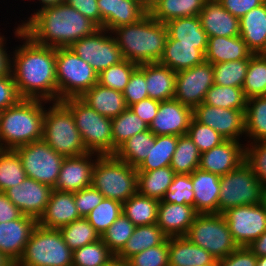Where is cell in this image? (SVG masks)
<instances>
[{"label":"cell","instance_id":"obj_37","mask_svg":"<svg viewBox=\"0 0 266 266\" xmlns=\"http://www.w3.org/2000/svg\"><path fill=\"white\" fill-rule=\"evenodd\" d=\"M137 174L138 193L159 201L162 200L175 176L170 166L151 171H137Z\"/></svg>","mask_w":266,"mask_h":266},{"label":"cell","instance_id":"obj_69","mask_svg":"<svg viewBox=\"0 0 266 266\" xmlns=\"http://www.w3.org/2000/svg\"><path fill=\"white\" fill-rule=\"evenodd\" d=\"M256 266H266V256L257 257Z\"/></svg>","mask_w":266,"mask_h":266},{"label":"cell","instance_id":"obj_41","mask_svg":"<svg viewBox=\"0 0 266 266\" xmlns=\"http://www.w3.org/2000/svg\"><path fill=\"white\" fill-rule=\"evenodd\" d=\"M177 142L178 136L155 135V143L150 148L148 157L137 167V171H151L170 166Z\"/></svg>","mask_w":266,"mask_h":266},{"label":"cell","instance_id":"obj_35","mask_svg":"<svg viewBox=\"0 0 266 266\" xmlns=\"http://www.w3.org/2000/svg\"><path fill=\"white\" fill-rule=\"evenodd\" d=\"M206 0H158L148 14L162 23L180 17L199 16Z\"/></svg>","mask_w":266,"mask_h":266},{"label":"cell","instance_id":"obj_52","mask_svg":"<svg viewBox=\"0 0 266 266\" xmlns=\"http://www.w3.org/2000/svg\"><path fill=\"white\" fill-rule=\"evenodd\" d=\"M161 201L175 204H187L194 207L191 174H175L172 184L168 187Z\"/></svg>","mask_w":266,"mask_h":266},{"label":"cell","instance_id":"obj_72","mask_svg":"<svg viewBox=\"0 0 266 266\" xmlns=\"http://www.w3.org/2000/svg\"><path fill=\"white\" fill-rule=\"evenodd\" d=\"M197 266V265H196ZM200 266H217V265H200Z\"/></svg>","mask_w":266,"mask_h":266},{"label":"cell","instance_id":"obj_39","mask_svg":"<svg viewBox=\"0 0 266 266\" xmlns=\"http://www.w3.org/2000/svg\"><path fill=\"white\" fill-rule=\"evenodd\" d=\"M155 135L148 129L130 137L114 154L119 160L137 168L148 157Z\"/></svg>","mask_w":266,"mask_h":266},{"label":"cell","instance_id":"obj_71","mask_svg":"<svg viewBox=\"0 0 266 266\" xmlns=\"http://www.w3.org/2000/svg\"><path fill=\"white\" fill-rule=\"evenodd\" d=\"M264 203L266 204V189H265V198H264Z\"/></svg>","mask_w":266,"mask_h":266},{"label":"cell","instance_id":"obj_61","mask_svg":"<svg viewBox=\"0 0 266 266\" xmlns=\"http://www.w3.org/2000/svg\"><path fill=\"white\" fill-rule=\"evenodd\" d=\"M65 2L100 28V12L97 0H66Z\"/></svg>","mask_w":266,"mask_h":266},{"label":"cell","instance_id":"obj_8","mask_svg":"<svg viewBox=\"0 0 266 266\" xmlns=\"http://www.w3.org/2000/svg\"><path fill=\"white\" fill-rule=\"evenodd\" d=\"M73 251L59 229L36 225L15 266H72Z\"/></svg>","mask_w":266,"mask_h":266},{"label":"cell","instance_id":"obj_13","mask_svg":"<svg viewBox=\"0 0 266 266\" xmlns=\"http://www.w3.org/2000/svg\"><path fill=\"white\" fill-rule=\"evenodd\" d=\"M69 48L91 65L98 74L123 60L112 32L103 28L79 39Z\"/></svg>","mask_w":266,"mask_h":266},{"label":"cell","instance_id":"obj_17","mask_svg":"<svg viewBox=\"0 0 266 266\" xmlns=\"http://www.w3.org/2000/svg\"><path fill=\"white\" fill-rule=\"evenodd\" d=\"M53 188L27 177L21 184L4 191L8 199L23 215L37 221L44 213Z\"/></svg>","mask_w":266,"mask_h":266},{"label":"cell","instance_id":"obj_40","mask_svg":"<svg viewBox=\"0 0 266 266\" xmlns=\"http://www.w3.org/2000/svg\"><path fill=\"white\" fill-rule=\"evenodd\" d=\"M113 136V155L130 137L147 131L149 125L138 117L130 108L111 119Z\"/></svg>","mask_w":266,"mask_h":266},{"label":"cell","instance_id":"obj_24","mask_svg":"<svg viewBox=\"0 0 266 266\" xmlns=\"http://www.w3.org/2000/svg\"><path fill=\"white\" fill-rule=\"evenodd\" d=\"M199 213L187 204L159 201L157 225L169 237L185 236Z\"/></svg>","mask_w":266,"mask_h":266},{"label":"cell","instance_id":"obj_53","mask_svg":"<svg viewBox=\"0 0 266 266\" xmlns=\"http://www.w3.org/2000/svg\"><path fill=\"white\" fill-rule=\"evenodd\" d=\"M187 135L198 147L201 154L209 151L226 140L211 127L197 122L194 118H192L190 122Z\"/></svg>","mask_w":266,"mask_h":266},{"label":"cell","instance_id":"obj_51","mask_svg":"<svg viewBox=\"0 0 266 266\" xmlns=\"http://www.w3.org/2000/svg\"><path fill=\"white\" fill-rule=\"evenodd\" d=\"M135 225L123 214L101 235L109 250L116 255L135 230Z\"/></svg>","mask_w":266,"mask_h":266},{"label":"cell","instance_id":"obj_36","mask_svg":"<svg viewBox=\"0 0 266 266\" xmlns=\"http://www.w3.org/2000/svg\"><path fill=\"white\" fill-rule=\"evenodd\" d=\"M245 141H266V96L247 99L245 111Z\"/></svg>","mask_w":266,"mask_h":266},{"label":"cell","instance_id":"obj_46","mask_svg":"<svg viewBox=\"0 0 266 266\" xmlns=\"http://www.w3.org/2000/svg\"><path fill=\"white\" fill-rule=\"evenodd\" d=\"M59 230L64 242L72 251L101 239V235L93 228L86 217H81Z\"/></svg>","mask_w":266,"mask_h":266},{"label":"cell","instance_id":"obj_33","mask_svg":"<svg viewBox=\"0 0 266 266\" xmlns=\"http://www.w3.org/2000/svg\"><path fill=\"white\" fill-rule=\"evenodd\" d=\"M145 81L148 96L158 101L174 99L176 72L156 63L145 64Z\"/></svg>","mask_w":266,"mask_h":266},{"label":"cell","instance_id":"obj_21","mask_svg":"<svg viewBox=\"0 0 266 266\" xmlns=\"http://www.w3.org/2000/svg\"><path fill=\"white\" fill-rule=\"evenodd\" d=\"M225 140L200 156L199 169L223 176L245 161V144Z\"/></svg>","mask_w":266,"mask_h":266},{"label":"cell","instance_id":"obj_31","mask_svg":"<svg viewBox=\"0 0 266 266\" xmlns=\"http://www.w3.org/2000/svg\"><path fill=\"white\" fill-rule=\"evenodd\" d=\"M204 61L205 54L197 49V45L177 44V40L167 37L163 55L158 63L179 72Z\"/></svg>","mask_w":266,"mask_h":266},{"label":"cell","instance_id":"obj_62","mask_svg":"<svg viewBox=\"0 0 266 266\" xmlns=\"http://www.w3.org/2000/svg\"><path fill=\"white\" fill-rule=\"evenodd\" d=\"M160 101L147 98L138 103L131 105L129 108L148 125L152 122L157 114Z\"/></svg>","mask_w":266,"mask_h":266},{"label":"cell","instance_id":"obj_29","mask_svg":"<svg viewBox=\"0 0 266 266\" xmlns=\"http://www.w3.org/2000/svg\"><path fill=\"white\" fill-rule=\"evenodd\" d=\"M240 37L253 54L266 53V1L240 19Z\"/></svg>","mask_w":266,"mask_h":266},{"label":"cell","instance_id":"obj_56","mask_svg":"<svg viewBox=\"0 0 266 266\" xmlns=\"http://www.w3.org/2000/svg\"><path fill=\"white\" fill-rule=\"evenodd\" d=\"M128 108L149 98L145 81V64L139 65L131 74L128 84L123 91Z\"/></svg>","mask_w":266,"mask_h":266},{"label":"cell","instance_id":"obj_9","mask_svg":"<svg viewBox=\"0 0 266 266\" xmlns=\"http://www.w3.org/2000/svg\"><path fill=\"white\" fill-rule=\"evenodd\" d=\"M58 101L80 98L98 83V73L69 47L56 48Z\"/></svg>","mask_w":266,"mask_h":266},{"label":"cell","instance_id":"obj_38","mask_svg":"<svg viewBox=\"0 0 266 266\" xmlns=\"http://www.w3.org/2000/svg\"><path fill=\"white\" fill-rule=\"evenodd\" d=\"M159 200L134 194L122 203V213L135 225H151L157 223Z\"/></svg>","mask_w":266,"mask_h":266},{"label":"cell","instance_id":"obj_65","mask_svg":"<svg viewBox=\"0 0 266 266\" xmlns=\"http://www.w3.org/2000/svg\"><path fill=\"white\" fill-rule=\"evenodd\" d=\"M65 1L66 0H37V1H35V3H38L37 4V9L36 8L35 9L34 8L31 9L32 10V13L30 14L29 17L23 18L24 20H22L21 18H19L21 21L20 20L18 21L19 22L18 25L20 27H22L36 12H38V11L44 9V8H47V7H52V6L59 5L61 3H65Z\"/></svg>","mask_w":266,"mask_h":266},{"label":"cell","instance_id":"obj_34","mask_svg":"<svg viewBox=\"0 0 266 266\" xmlns=\"http://www.w3.org/2000/svg\"><path fill=\"white\" fill-rule=\"evenodd\" d=\"M168 237L155 224L136 226L133 234L123 248L115 255V259L126 262L133 255L150 247L162 244Z\"/></svg>","mask_w":266,"mask_h":266},{"label":"cell","instance_id":"obj_55","mask_svg":"<svg viewBox=\"0 0 266 266\" xmlns=\"http://www.w3.org/2000/svg\"><path fill=\"white\" fill-rule=\"evenodd\" d=\"M245 161L251 166L255 176L266 188V141L244 143Z\"/></svg>","mask_w":266,"mask_h":266},{"label":"cell","instance_id":"obj_44","mask_svg":"<svg viewBox=\"0 0 266 266\" xmlns=\"http://www.w3.org/2000/svg\"><path fill=\"white\" fill-rule=\"evenodd\" d=\"M242 89L247 99L266 96V53L251 56Z\"/></svg>","mask_w":266,"mask_h":266},{"label":"cell","instance_id":"obj_45","mask_svg":"<svg viewBox=\"0 0 266 266\" xmlns=\"http://www.w3.org/2000/svg\"><path fill=\"white\" fill-rule=\"evenodd\" d=\"M26 178V172L17 152L0 149V192L21 184Z\"/></svg>","mask_w":266,"mask_h":266},{"label":"cell","instance_id":"obj_20","mask_svg":"<svg viewBox=\"0 0 266 266\" xmlns=\"http://www.w3.org/2000/svg\"><path fill=\"white\" fill-rule=\"evenodd\" d=\"M38 224L33 217L22 215L0 223V253L14 265L21 259L32 231Z\"/></svg>","mask_w":266,"mask_h":266},{"label":"cell","instance_id":"obj_68","mask_svg":"<svg viewBox=\"0 0 266 266\" xmlns=\"http://www.w3.org/2000/svg\"><path fill=\"white\" fill-rule=\"evenodd\" d=\"M0 266H15L10 260H8L3 254L0 253Z\"/></svg>","mask_w":266,"mask_h":266},{"label":"cell","instance_id":"obj_15","mask_svg":"<svg viewBox=\"0 0 266 266\" xmlns=\"http://www.w3.org/2000/svg\"><path fill=\"white\" fill-rule=\"evenodd\" d=\"M213 64L204 61L186 70L176 72L174 99L192 109L203 103L214 84Z\"/></svg>","mask_w":266,"mask_h":266},{"label":"cell","instance_id":"obj_48","mask_svg":"<svg viewBox=\"0 0 266 266\" xmlns=\"http://www.w3.org/2000/svg\"><path fill=\"white\" fill-rule=\"evenodd\" d=\"M248 65L249 59L213 64L214 84L242 88Z\"/></svg>","mask_w":266,"mask_h":266},{"label":"cell","instance_id":"obj_43","mask_svg":"<svg viewBox=\"0 0 266 266\" xmlns=\"http://www.w3.org/2000/svg\"><path fill=\"white\" fill-rule=\"evenodd\" d=\"M203 103L214 107L246 111L247 97L240 87L213 84L207 91Z\"/></svg>","mask_w":266,"mask_h":266},{"label":"cell","instance_id":"obj_23","mask_svg":"<svg viewBox=\"0 0 266 266\" xmlns=\"http://www.w3.org/2000/svg\"><path fill=\"white\" fill-rule=\"evenodd\" d=\"M79 218L74 193L53 189L46 209L37 222L44 228L60 229Z\"/></svg>","mask_w":266,"mask_h":266},{"label":"cell","instance_id":"obj_6","mask_svg":"<svg viewBox=\"0 0 266 266\" xmlns=\"http://www.w3.org/2000/svg\"><path fill=\"white\" fill-rule=\"evenodd\" d=\"M92 186L104 198L124 203L138 193L137 168L115 155L99 156L93 168Z\"/></svg>","mask_w":266,"mask_h":266},{"label":"cell","instance_id":"obj_3","mask_svg":"<svg viewBox=\"0 0 266 266\" xmlns=\"http://www.w3.org/2000/svg\"><path fill=\"white\" fill-rule=\"evenodd\" d=\"M123 59L139 65L159 62L168 37L164 23L149 14L140 21L112 31Z\"/></svg>","mask_w":266,"mask_h":266},{"label":"cell","instance_id":"obj_27","mask_svg":"<svg viewBox=\"0 0 266 266\" xmlns=\"http://www.w3.org/2000/svg\"><path fill=\"white\" fill-rule=\"evenodd\" d=\"M168 247L169 266L217 265L215 257L185 236L169 237Z\"/></svg>","mask_w":266,"mask_h":266},{"label":"cell","instance_id":"obj_57","mask_svg":"<svg viewBox=\"0 0 266 266\" xmlns=\"http://www.w3.org/2000/svg\"><path fill=\"white\" fill-rule=\"evenodd\" d=\"M104 196L92 185L74 193V202L81 217H86Z\"/></svg>","mask_w":266,"mask_h":266},{"label":"cell","instance_id":"obj_16","mask_svg":"<svg viewBox=\"0 0 266 266\" xmlns=\"http://www.w3.org/2000/svg\"><path fill=\"white\" fill-rule=\"evenodd\" d=\"M193 118L211 127L226 140L245 141V111L202 103L193 109Z\"/></svg>","mask_w":266,"mask_h":266},{"label":"cell","instance_id":"obj_28","mask_svg":"<svg viewBox=\"0 0 266 266\" xmlns=\"http://www.w3.org/2000/svg\"><path fill=\"white\" fill-rule=\"evenodd\" d=\"M80 99L102 116L114 118L128 108L123 92L96 83Z\"/></svg>","mask_w":266,"mask_h":266},{"label":"cell","instance_id":"obj_26","mask_svg":"<svg viewBox=\"0 0 266 266\" xmlns=\"http://www.w3.org/2000/svg\"><path fill=\"white\" fill-rule=\"evenodd\" d=\"M194 208L199 214L218 213L220 176L196 169L191 174Z\"/></svg>","mask_w":266,"mask_h":266},{"label":"cell","instance_id":"obj_19","mask_svg":"<svg viewBox=\"0 0 266 266\" xmlns=\"http://www.w3.org/2000/svg\"><path fill=\"white\" fill-rule=\"evenodd\" d=\"M192 118L193 109L178 100L161 101L149 130L154 135H186Z\"/></svg>","mask_w":266,"mask_h":266},{"label":"cell","instance_id":"obj_30","mask_svg":"<svg viewBox=\"0 0 266 266\" xmlns=\"http://www.w3.org/2000/svg\"><path fill=\"white\" fill-rule=\"evenodd\" d=\"M253 52L240 36L208 37L205 61L211 64L250 59Z\"/></svg>","mask_w":266,"mask_h":266},{"label":"cell","instance_id":"obj_59","mask_svg":"<svg viewBox=\"0 0 266 266\" xmlns=\"http://www.w3.org/2000/svg\"><path fill=\"white\" fill-rule=\"evenodd\" d=\"M257 256L248 247H238L227 257L217 260V266H256Z\"/></svg>","mask_w":266,"mask_h":266},{"label":"cell","instance_id":"obj_66","mask_svg":"<svg viewBox=\"0 0 266 266\" xmlns=\"http://www.w3.org/2000/svg\"><path fill=\"white\" fill-rule=\"evenodd\" d=\"M248 248L257 256H266V231L255 241H253Z\"/></svg>","mask_w":266,"mask_h":266},{"label":"cell","instance_id":"obj_60","mask_svg":"<svg viewBox=\"0 0 266 266\" xmlns=\"http://www.w3.org/2000/svg\"><path fill=\"white\" fill-rule=\"evenodd\" d=\"M266 0H218L233 16L241 19L247 12L263 4Z\"/></svg>","mask_w":266,"mask_h":266},{"label":"cell","instance_id":"obj_50","mask_svg":"<svg viewBox=\"0 0 266 266\" xmlns=\"http://www.w3.org/2000/svg\"><path fill=\"white\" fill-rule=\"evenodd\" d=\"M137 67V64L123 59L119 63L100 72L98 74V83L110 89L123 92L131 74Z\"/></svg>","mask_w":266,"mask_h":266},{"label":"cell","instance_id":"obj_12","mask_svg":"<svg viewBox=\"0 0 266 266\" xmlns=\"http://www.w3.org/2000/svg\"><path fill=\"white\" fill-rule=\"evenodd\" d=\"M15 151L21 158L27 177L55 187L64 156L58 154L44 140L20 146Z\"/></svg>","mask_w":266,"mask_h":266},{"label":"cell","instance_id":"obj_4","mask_svg":"<svg viewBox=\"0 0 266 266\" xmlns=\"http://www.w3.org/2000/svg\"><path fill=\"white\" fill-rule=\"evenodd\" d=\"M45 101L21 99L0 112V149L15 150L43 138Z\"/></svg>","mask_w":266,"mask_h":266},{"label":"cell","instance_id":"obj_5","mask_svg":"<svg viewBox=\"0 0 266 266\" xmlns=\"http://www.w3.org/2000/svg\"><path fill=\"white\" fill-rule=\"evenodd\" d=\"M42 140L64 157L88 153L71 111L61 101H45Z\"/></svg>","mask_w":266,"mask_h":266},{"label":"cell","instance_id":"obj_2","mask_svg":"<svg viewBox=\"0 0 266 266\" xmlns=\"http://www.w3.org/2000/svg\"><path fill=\"white\" fill-rule=\"evenodd\" d=\"M99 27L66 2L36 12L22 31L34 42L53 48L70 47Z\"/></svg>","mask_w":266,"mask_h":266},{"label":"cell","instance_id":"obj_47","mask_svg":"<svg viewBox=\"0 0 266 266\" xmlns=\"http://www.w3.org/2000/svg\"><path fill=\"white\" fill-rule=\"evenodd\" d=\"M115 255L100 239L73 251L72 266H108Z\"/></svg>","mask_w":266,"mask_h":266},{"label":"cell","instance_id":"obj_63","mask_svg":"<svg viewBox=\"0 0 266 266\" xmlns=\"http://www.w3.org/2000/svg\"><path fill=\"white\" fill-rule=\"evenodd\" d=\"M23 214L8 199L4 192H0V223L20 218Z\"/></svg>","mask_w":266,"mask_h":266},{"label":"cell","instance_id":"obj_22","mask_svg":"<svg viewBox=\"0 0 266 266\" xmlns=\"http://www.w3.org/2000/svg\"><path fill=\"white\" fill-rule=\"evenodd\" d=\"M100 12V28L114 29L134 24L148 14L139 0H97Z\"/></svg>","mask_w":266,"mask_h":266},{"label":"cell","instance_id":"obj_42","mask_svg":"<svg viewBox=\"0 0 266 266\" xmlns=\"http://www.w3.org/2000/svg\"><path fill=\"white\" fill-rule=\"evenodd\" d=\"M200 156L198 147L187 134L178 136L170 167L175 174H192L199 168Z\"/></svg>","mask_w":266,"mask_h":266},{"label":"cell","instance_id":"obj_25","mask_svg":"<svg viewBox=\"0 0 266 266\" xmlns=\"http://www.w3.org/2000/svg\"><path fill=\"white\" fill-rule=\"evenodd\" d=\"M199 19L208 37L240 36V19L228 12L218 1H206Z\"/></svg>","mask_w":266,"mask_h":266},{"label":"cell","instance_id":"obj_64","mask_svg":"<svg viewBox=\"0 0 266 266\" xmlns=\"http://www.w3.org/2000/svg\"><path fill=\"white\" fill-rule=\"evenodd\" d=\"M7 41H10L8 37H5L4 33L0 32V76L11 73L12 49L10 51L9 46L7 47Z\"/></svg>","mask_w":266,"mask_h":266},{"label":"cell","instance_id":"obj_7","mask_svg":"<svg viewBox=\"0 0 266 266\" xmlns=\"http://www.w3.org/2000/svg\"><path fill=\"white\" fill-rule=\"evenodd\" d=\"M72 113L75 125L89 153L113 155L111 118L102 116L80 98L61 101Z\"/></svg>","mask_w":266,"mask_h":266},{"label":"cell","instance_id":"obj_10","mask_svg":"<svg viewBox=\"0 0 266 266\" xmlns=\"http://www.w3.org/2000/svg\"><path fill=\"white\" fill-rule=\"evenodd\" d=\"M265 189L251 166L244 161L233 171L220 176L218 213L222 214L232 207L263 203Z\"/></svg>","mask_w":266,"mask_h":266},{"label":"cell","instance_id":"obj_32","mask_svg":"<svg viewBox=\"0 0 266 266\" xmlns=\"http://www.w3.org/2000/svg\"><path fill=\"white\" fill-rule=\"evenodd\" d=\"M168 37L177 40V44L197 45L204 54L208 36L201 26L199 16L180 17L165 23Z\"/></svg>","mask_w":266,"mask_h":266},{"label":"cell","instance_id":"obj_11","mask_svg":"<svg viewBox=\"0 0 266 266\" xmlns=\"http://www.w3.org/2000/svg\"><path fill=\"white\" fill-rule=\"evenodd\" d=\"M185 237L216 260L227 257L238 248L221 213L198 214Z\"/></svg>","mask_w":266,"mask_h":266},{"label":"cell","instance_id":"obj_18","mask_svg":"<svg viewBox=\"0 0 266 266\" xmlns=\"http://www.w3.org/2000/svg\"><path fill=\"white\" fill-rule=\"evenodd\" d=\"M99 156L88 152L79 156L65 157L53 189L75 193L91 186L93 168Z\"/></svg>","mask_w":266,"mask_h":266},{"label":"cell","instance_id":"obj_49","mask_svg":"<svg viewBox=\"0 0 266 266\" xmlns=\"http://www.w3.org/2000/svg\"><path fill=\"white\" fill-rule=\"evenodd\" d=\"M122 203L104 198L87 216L88 222L102 235L121 215Z\"/></svg>","mask_w":266,"mask_h":266},{"label":"cell","instance_id":"obj_58","mask_svg":"<svg viewBox=\"0 0 266 266\" xmlns=\"http://www.w3.org/2000/svg\"><path fill=\"white\" fill-rule=\"evenodd\" d=\"M21 99L12 74L0 76V112L17 104Z\"/></svg>","mask_w":266,"mask_h":266},{"label":"cell","instance_id":"obj_1","mask_svg":"<svg viewBox=\"0 0 266 266\" xmlns=\"http://www.w3.org/2000/svg\"><path fill=\"white\" fill-rule=\"evenodd\" d=\"M13 28L15 42L22 43L11 47V74L20 97L58 101L56 48L34 42L18 23Z\"/></svg>","mask_w":266,"mask_h":266},{"label":"cell","instance_id":"obj_70","mask_svg":"<svg viewBox=\"0 0 266 266\" xmlns=\"http://www.w3.org/2000/svg\"><path fill=\"white\" fill-rule=\"evenodd\" d=\"M108 266H127V264H126V262H122V261L115 259Z\"/></svg>","mask_w":266,"mask_h":266},{"label":"cell","instance_id":"obj_54","mask_svg":"<svg viewBox=\"0 0 266 266\" xmlns=\"http://www.w3.org/2000/svg\"><path fill=\"white\" fill-rule=\"evenodd\" d=\"M168 238L160 245L150 247L130 257L127 266H169Z\"/></svg>","mask_w":266,"mask_h":266},{"label":"cell","instance_id":"obj_67","mask_svg":"<svg viewBox=\"0 0 266 266\" xmlns=\"http://www.w3.org/2000/svg\"><path fill=\"white\" fill-rule=\"evenodd\" d=\"M141 4L149 11L152 6L158 1V0H139Z\"/></svg>","mask_w":266,"mask_h":266},{"label":"cell","instance_id":"obj_14","mask_svg":"<svg viewBox=\"0 0 266 266\" xmlns=\"http://www.w3.org/2000/svg\"><path fill=\"white\" fill-rule=\"evenodd\" d=\"M238 247H248L266 231V204L242 205L222 213Z\"/></svg>","mask_w":266,"mask_h":266}]
</instances>
